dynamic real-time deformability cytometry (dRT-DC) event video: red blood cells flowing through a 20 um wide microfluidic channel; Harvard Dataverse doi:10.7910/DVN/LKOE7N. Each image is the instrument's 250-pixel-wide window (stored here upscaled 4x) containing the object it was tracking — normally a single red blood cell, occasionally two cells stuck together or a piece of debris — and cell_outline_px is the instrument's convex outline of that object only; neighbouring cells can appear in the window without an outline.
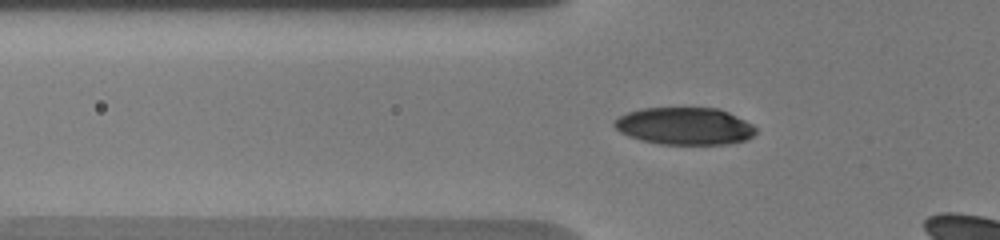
{"species": "human", "species_latin": "Homo sapiens", "temperature_condition": "warm", "stored_images_in_passage": 19, "camera_frame_rate_fps": 3000, "um_per_image_px": 0.085, "donor": {"sex": "male"}, "frame": {"image": 1, "passage_image": 16, "time_ms": 6.0, "image_size_px": [1000, 240], "cell_outline_px": [[756, 132], [748, 140], [728, 144], [660, 144], [640, 140], [628, 136], [620, 132], [612, 124], [612, 120], [628, 112], [640, 108], [720, 108], [752, 124], [756, 128]], "centroid_in_image_um": [58.18, 10.72], "position_along_channel_um": 67.6, "area_um2": 30.92}}